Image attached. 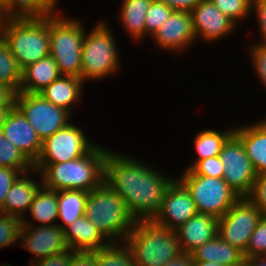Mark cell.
Returning a JSON list of instances; mask_svg holds the SVG:
<instances>
[{
    "label": "cell",
    "instance_id": "6da1fadb",
    "mask_svg": "<svg viewBox=\"0 0 266 266\" xmlns=\"http://www.w3.org/2000/svg\"><path fill=\"white\" fill-rule=\"evenodd\" d=\"M173 180L131 157L109 152L105 161L104 182L122 197L135 221L154 218Z\"/></svg>",
    "mask_w": 266,
    "mask_h": 266
},
{
    "label": "cell",
    "instance_id": "7a4b0ae2",
    "mask_svg": "<svg viewBox=\"0 0 266 266\" xmlns=\"http://www.w3.org/2000/svg\"><path fill=\"white\" fill-rule=\"evenodd\" d=\"M108 151L94 146L84 156L57 164H34L33 172L41 171V185L56 191L98 188L105 178V161Z\"/></svg>",
    "mask_w": 266,
    "mask_h": 266
},
{
    "label": "cell",
    "instance_id": "3957f363",
    "mask_svg": "<svg viewBox=\"0 0 266 266\" xmlns=\"http://www.w3.org/2000/svg\"><path fill=\"white\" fill-rule=\"evenodd\" d=\"M125 242L137 266H164L182 251L175 230L150 221H136Z\"/></svg>",
    "mask_w": 266,
    "mask_h": 266
},
{
    "label": "cell",
    "instance_id": "277c9868",
    "mask_svg": "<svg viewBox=\"0 0 266 266\" xmlns=\"http://www.w3.org/2000/svg\"><path fill=\"white\" fill-rule=\"evenodd\" d=\"M84 216L110 242L118 236L125 241L136 222L122 197L105 182L88 192Z\"/></svg>",
    "mask_w": 266,
    "mask_h": 266
},
{
    "label": "cell",
    "instance_id": "5b68a950",
    "mask_svg": "<svg viewBox=\"0 0 266 266\" xmlns=\"http://www.w3.org/2000/svg\"><path fill=\"white\" fill-rule=\"evenodd\" d=\"M21 70L50 54V17L11 18L3 33Z\"/></svg>",
    "mask_w": 266,
    "mask_h": 266
},
{
    "label": "cell",
    "instance_id": "8992f818",
    "mask_svg": "<svg viewBox=\"0 0 266 266\" xmlns=\"http://www.w3.org/2000/svg\"><path fill=\"white\" fill-rule=\"evenodd\" d=\"M83 25L75 19L50 16V56L62 75L81 78Z\"/></svg>",
    "mask_w": 266,
    "mask_h": 266
},
{
    "label": "cell",
    "instance_id": "52a82bcc",
    "mask_svg": "<svg viewBox=\"0 0 266 266\" xmlns=\"http://www.w3.org/2000/svg\"><path fill=\"white\" fill-rule=\"evenodd\" d=\"M179 181L190 192L199 213L218 219L240 198L223 178L195 175L186 170Z\"/></svg>",
    "mask_w": 266,
    "mask_h": 266
},
{
    "label": "cell",
    "instance_id": "ba28073f",
    "mask_svg": "<svg viewBox=\"0 0 266 266\" xmlns=\"http://www.w3.org/2000/svg\"><path fill=\"white\" fill-rule=\"evenodd\" d=\"M117 51L110 29L105 22H100L83 37L81 79L104 78L116 71L119 67Z\"/></svg>",
    "mask_w": 266,
    "mask_h": 266
},
{
    "label": "cell",
    "instance_id": "9c48e42d",
    "mask_svg": "<svg viewBox=\"0 0 266 266\" xmlns=\"http://www.w3.org/2000/svg\"><path fill=\"white\" fill-rule=\"evenodd\" d=\"M14 105L29 121L41 141L69 125L67 120L70 112L55 106L39 93L18 92Z\"/></svg>",
    "mask_w": 266,
    "mask_h": 266
},
{
    "label": "cell",
    "instance_id": "30bf717a",
    "mask_svg": "<svg viewBox=\"0 0 266 266\" xmlns=\"http://www.w3.org/2000/svg\"><path fill=\"white\" fill-rule=\"evenodd\" d=\"M262 218L261 211L248 197H240L218 219V236L244 254L251 234Z\"/></svg>",
    "mask_w": 266,
    "mask_h": 266
},
{
    "label": "cell",
    "instance_id": "8fae6325",
    "mask_svg": "<svg viewBox=\"0 0 266 266\" xmlns=\"http://www.w3.org/2000/svg\"><path fill=\"white\" fill-rule=\"evenodd\" d=\"M219 158L224 166L223 179L239 197H248L257 174L235 133L224 143Z\"/></svg>",
    "mask_w": 266,
    "mask_h": 266
},
{
    "label": "cell",
    "instance_id": "7c38bea8",
    "mask_svg": "<svg viewBox=\"0 0 266 266\" xmlns=\"http://www.w3.org/2000/svg\"><path fill=\"white\" fill-rule=\"evenodd\" d=\"M88 141L81 128L70 123L42 141L40 155L34 164H57L78 159L95 146Z\"/></svg>",
    "mask_w": 266,
    "mask_h": 266
},
{
    "label": "cell",
    "instance_id": "4fadbf2b",
    "mask_svg": "<svg viewBox=\"0 0 266 266\" xmlns=\"http://www.w3.org/2000/svg\"><path fill=\"white\" fill-rule=\"evenodd\" d=\"M197 213L190 192L177 179L167 187L160 208L151 221L160 227L176 230Z\"/></svg>",
    "mask_w": 266,
    "mask_h": 266
},
{
    "label": "cell",
    "instance_id": "5bb4252c",
    "mask_svg": "<svg viewBox=\"0 0 266 266\" xmlns=\"http://www.w3.org/2000/svg\"><path fill=\"white\" fill-rule=\"evenodd\" d=\"M22 223L20 244H24L22 247L34 253L38 258L37 261L70 250L66 243L64 230L59 224L41 225L34 229L26 222V219L25 221L22 219Z\"/></svg>",
    "mask_w": 266,
    "mask_h": 266
},
{
    "label": "cell",
    "instance_id": "9a60e30c",
    "mask_svg": "<svg viewBox=\"0 0 266 266\" xmlns=\"http://www.w3.org/2000/svg\"><path fill=\"white\" fill-rule=\"evenodd\" d=\"M4 137L34 164L38 159L42 141L23 113L13 105L2 127Z\"/></svg>",
    "mask_w": 266,
    "mask_h": 266
},
{
    "label": "cell",
    "instance_id": "2e32d148",
    "mask_svg": "<svg viewBox=\"0 0 266 266\" xmlns=\"http://www.w3.org/2000/svg\"><path fill=\"white\" fill-rule=\"evenodd\" d=\"M190 13L196 38L202 36L207 41L216 40L225 36L236 26L211 0H202Z\"/></svg>",
    "mask_w": 266,
    "mask_h": 266
},
{
    "label": "cell",
    "instance_id": "e0dca14e",
    "mask_svg": "<svg viewBox=\"0 0 266 266\" xmlns=\"http://www.w3.org/2000/svg\"><path fill=\"white\" fill-rule=\"evenodd\" d=\"M159 46L168 50L185 49L196 39L189 11L174 10L153 34Z\"/></svg>",
    "mask_w": 266,
    "mask_h": 266
},
{
    "label": "cell",
    "instance_id": "ac0fdd59",
    "mask_svg": "<svg viewBox=\"0 0 266 266\" xmlns=\"http://www.w3.org/2000/svg\"><path fill=\"white\" fill-rule=\"evenodd\" d=\"M218 218L197 213L175 231L182 253H191L218 235Z\"/></svg>",
    "mask_w": 266,
    "mask_h": 266
},
{
    "label": "cell",
    "instance_id": "d6986e66",
    "mask_svg": "<svg viewBox=\"0 0 266 266\" xmlns=\"http://www.w3.org/2000/svg\"><path fill=\"white\" fill-rule=\"evenodd\" d=\"M65 239L70 250L93 252L107 246L110 241L85 216L73 221L64 229Z\"/></svg>",
    "mask_w": 266,
    "mask_h": 266
},
{
    "label": "cell",
    "instance_id": "ffe728a7",
    "mask_svg": "<svg viewBox=\"0 0 266 266\" xmlns=\"http://www.w3.org/2000/svg\"><path fill=\"white\" fill-rule=\"evenodd\" d=\"M234 133L243 143L256 174H266V119L256 125L234 129Z\"/></svg>",
    "mask_w": 266,
    "mask_h": 266
},
{
    "label": "cell",
    "instance_id": "44dd1931",
    "mask_svg": "<svg viewBox=\"0 0 266 266\" xmlns=\"http://www.w3.org/2000/svg\"><path fill=\"white\" fill-rule=\"evenodd\" d=\"M61 76L62 74L56 62L49 55L28 65L22 70V81L19 92L39 93Z\"/></svg>",
    "mask_w": 266,
    "mask_h": 266
},
{
    "label": "cell",
    "instance_id": "7402d4cb",
    "mask_svg": "<svg viewBox=\"0 0 266 266\" xmlns=\"http://www.w3.org/2000/svg\"><path fill=\"white\" fill-rule=\"evenodd\" d=\"M190 254L193 261L216 262L224 266H242L244 262L243 253L225 242L218 235L196 248Z\"/></svg>",
    "mask_w": 266,
    "mask_h": 266
},
{
    "label": "cell",
    "instance_id": "603a6c76",
    "mask_svg": "<svg viewBox=\"0 0 266 266\" xmlns=\"http://www.w3.org/2000/svg\"><path fill=\"white\" fill-rule=\"evenodd\" d=\"M83 80L76 76L62 75L59 79L39 92L45 99L57 107L71 113V105L81 98Z\"/></svg>",
    "mask_w": 266,
    "mask_h": 266
},
{
    "label": "cell",
    "instance_id": "cb8c5ba5",
    "mask_svg": "<svg viewBox=\"0 0 266 266\" xmlns=\"http://www.w3.org/2000/svg\"><path fill=\"white\" fill-rule=\"evenodd\" d=\"M39 189V184L33 179L26 176L18 177L7 193L3 205V214L16 216L22 220L23 214L29 210Z\"/></svg>",
    "mask_w": 266,
    "mask_h": 266
},
{
    "label": "cell",
    "instance_id": "d4e9b609",
    "mask_svg": "<svg viewBox=\"0 0 266 266\" xmlns=\"http://www.w3.org/2000/svg\"><path fill=\"white\" fill-rule=\"evenodd\" d=\"M88 192L84 190H61L57 191L58 218L62 219L64 226L59 225L63 230L73 221L85 214V205Z\"/></svg>",
    "mask_w": 266,
    "mask_h": 266
},
{
    "label": "cell",
    "instance_id": "484cf974",
    "mask_svg": "<svg viewBox=\"0 0 266 266\" xmlns=\"http://www.w3.org/2000/svg\"><path fill=\"white\" fill-rule=\"evenodd\" d=\"M152 0H124L121 20L125 29L136 40L145 35V17Z\"/></svg>",
    "mask_w": 266,
    "mask_h": 266
},
{
    "label": "cell",
    "instance_id": "4316f807",
    "mask_svg": "<svg viewBox=\"0 0 266 266\" xmlns=\"http://www.w3.org/2000/svg\"><path fill=\"white\" fill-rule=\"evenodd\" d=\"M11 18H46L53 16L56 0H4Z\"/></svg>",
    "mask_w": 266,
    "mask_h": 266
},
{
    "label": "cell",
    "instance_id": "83f0119b",
    "mask_svg": "<svg viewBox=\"0 0 266 266\" xmlns=\"http://www.w3.org/2000/svg\"><path fill=\"white\" fill-rule=\"evenodd\" d=\"M234 133V130L217 132L215 130H202L196 135L195 148L198 159L187 170H191L199 161L209 157L219 156L224 143Z\"/></svg>",
    "mask_w": 266,
    "mask_h": 266
},
{
    "label": "cell",
    "instance_id": "f1b7e54d",
    "mask_svg": "<svg viewBox=\"0 0 266 266\" xmlns=\"http://www.w3.org/2000/svg\"><path fill=\"white\" fill-rule=\"evenodd\" d=\"M42 187L37 191L29 210L33 219L49 225L58 218L57 191Z\"/></svg>",
    "mask_w": 266,
    "mask_h": 266
},
{
    "label": "cell",
    "instance_id": "f546056e",
    "mask_svg": "<svg viewBox=\"0 0 266 266\" xmlns=\"http://www.w3.org/2000/svg\"><path fill=\"white\" fill-rule=\"evenodd\" d=\"M21 81L22 70L6 42L0 38V83L18 93Z\"/></svg>",
    "mask_w": 266,
    "mask_h": 266
},
{
    "label": "cell",
    "instance_id": "4dcf8cb0",
    "mask_svg": "<svg viewBox=\"0 0 266 266\" xmlns=\"http://www.w3.org/2000/svg\"><path fill=\"white\" fill-rule=\"evenodd\" d=\"M124 246L110 242L107 246L96 250V261L98 266H137L128 244ZM126 245V246H125Z\"/></svg>",
    "mask_w": 266,
    "mask_h": 266
},
{
    "label": "cell",
    "instance_id": "1f68e13d",
    "mask_svg": "<svg viewBox=\"0 0 266 266\" xmlns=\"http://www.w3.org/2000/svg\"><path fill=\"white\" fill-rule=\"evenodd\" d=\"M0 166L14 168L25 174L34 170V164L16 146L12 145L0 131ZM29 169V170H28Z\"/></svg>",
    "mask_w": 266,
    "mask_h": 266
},
{
    "label": "cell",
    "instance_id": "d6a6232c",
    "mask_svg": "<svg viewBox=\"0 0 266 266\" xmlns=\"http://www.w3.org/2000/svg\"><path fill=\"white\" fill-rule=\"evenodd\" d=\"M174 10L159 0H152L145 17V32L150 36L160 28Z\"/></svg>",
    "mask_w": 266,
    "mask_h": 266
},
{
    "label": "cell",
    "instance_id": "836d02e7",
    "mask_svg": "<svg viewBox=\"0 0 266 266\" xmlns=\"http://www.w3.org/2000/svg\"><path fill=\"white\" fill-rule=\"evenodd\" d=\"M22 220L16 216L0 213V248L20 239Z\"/></svg>",
    "mask_w": 266,
    "mask_h": 266
},
{
    "label": "cell",
    "instance_id": "e575fe53",
    "mask_svg": "<svg viewBox=\"0 0 266 266\" xmlns=\"http://www.w3.org/2000/svg\"><path fill=\"white\" fill-rule=\"evenodd\" d=\"M212 3L235 24L252 9V0H211Z\"/></svg>",
    "mask_w": 266,
    "mask_h": 266
},
{
    "label": "cell",
    "instance_id": "d590c367",
    "mask_svg": "<svg viewBox=\"0 0 266 266\" xmlns=\"http://www.w3.org/2000/svg\"><path fill=\"white\" fill-rule=\"evenodd\" d=\"M244 259L266 256V218L263 217L251 234Z\"/></svg>",
    "mask_w": 266,
    "mask_h": 266
},
{
    "label": "cell",
    "instance_id": "8d00e7d4",
    "mask_svg": "<svg viewBox=\"0 0 266 266\" xmlns=\"http://www.w3.org/2000/svg\"><path fill=\"white\" fill-rule=\"evenodd\" d=\"M190 171L195 175L223 178L224 166L219 156H214L199 161Z\"/></svg>",
    "mask_w": 266,
    "mask_h": 266
},
{
    "label": "cell",
    "instance_id": "74e56055",
    "mask_svg": "<svg viewBox=\"0 0 266 266\" xmlns=\"http://www.w3.org/2000/svg\"><path fill=\"white\" fill-rule=\"evenodd\" d=\"M248 198L266 218V174L257 175Z\"/></svg>",
    "mask_w": 266,
    "mask_h": 266
},
{
    "label": "cell",
    "instance_id": "f35d334b",
    "mask_svg": "<svg viewBox=\"0 0 266 266\" xmlns=\"http://www.w3.org/2000/svg\"><path fill=\"white\" fill-rule=\"evenodd\" d=\"M20 171L14 168L0 166V213H3V205L13 183L18 178Z\"/></svg>",
    "mask_w": 266,
    "mask_h": 266
},
{
    "label": "cell",
    "instance_id": "ab89813d",
    "mask_svg": "<svg viewBox=\"0 0 266 266\" xmlns=\"http://www.w3.org/2000/svg\"><path fill=\"white\" fill-rule=\"evenodd\" d=\"M250 50L256 73L266 87V44H257Z\"/></svg>",
    "mask_w": 266,
    "mask_h": 266
},
{
    "label": "cell",
    "instance_id": "60d3db41",
    "mask_svg": "<svg viewBox=\"0 0 266 266\" xmlns=\"http://www.w3.org/2000/svg\"><path fill=\"white\" fill-rule=\"evenodd\" d=\"M74 252H75L74 250H68L57 254H53L42 260L35 261L36 263L33 261V263L30 265L31 266H70L71 257Z\"/></svg>",
    "mask_w": 266,
    "mask_h": 266
},
{
    "label": "cell",
    "instance_id": "b9f144b4",
    "mask_svg": "<svg viewBox=\"0 0 266 266\" xmlns=\"http://www.w3.org/2000/svg\"><path fill=\"white\" fill-rule=\"evenodd\" d=\"M70 266H98L96 251H75L71 257Z\"/></svg>",
    "mask_w": 266,
    "mask_h": 266
},
{
    "label": "cell",
    "instance_id": "7bdbcfd3",
    "mask_svg": "<svg viewBox=\"0 0 266 266\" xmlns=\"http://www.w3.org/2000/svg\"><path fill=\"white\" fill-rule=\"evenodd\" d=\"M252 7L256 11L258 22L260 25V32L262 34L261 44H266V0H252Z\"/></svg>",
    "mask_w": 266,
    "mask_h": 266
},
{
    "label": "cell",
    "instance_id": "ee69618b",
    "mask_svg": "<svg viewBox=\"0 0 266 266\" xmlns=\"http://www.w3.org/2000/svg\"><path fill=\"white\" fill-rule=\"evenodd\" d=\"M173 10L191 12L202 0H159Z\"/></svg>",
    "mask_w": 266,
    "mask_h": 266
},
{
    "label": "cell",
    "instance_id": "f6af8a7d",
    "mask_svg": "<svg viewBox=\"0 0 266 266\" xmlns=\"http://www.w3.org/2000/svg\"><path fill=\"white\" fill-rule=\"evenodd\" d=\"M15 92L0 83V110L10 109L14 105Z\"/></svg>",
    "mask_w": 266,
    "mask_h": 266
},
{
    "label": "cell",
    "instance_id": "bcb514c9",
    "mask_svg": "<svg viewBox=\"0 0 266 266\" xmlns=\"http://www.w3.org/2000/svg\"><path fill=\"white\" fill-rule=\"evenodd\" d=\"M194 261L190 253H181L175 259L168 261L164 266H193Z\"/></svg>",
    "mask_w": 266,
    "mask_h": 266
},
{
    "label": "cell",
    "instance_id": "7dc6e473",
    "mask_svg": "<svg viewBox=\"0 0 266 266\" xmlns=\"http://www.w3.org/2000/svg\"><path fill=\"white\" fill-rule=\"evenodd\" d=\"M11 20L9 16L5 4L2 0H0V38H2L3 33L7 27V24Z\"/></svg>",
    "mask_w": 266,
    "mask_h": 266
},
{
    "label": "cell",
    "instance_id": "c3c4849f",
    "mask_svg": "<svg viewBox=\"0 0 266 266\" xmlns=\"http://www.w3.org/2000/svg\"><path fill=\"white\" fill-rule=\"evenodd\" d=\"M242 266H266V256L244 259Z\"/></svg>",
    "mask_w": 266,
    "mask_h": 266
},
{
    "label": "cell",
    "instance_id": "681fc988",
    "mask_svg": "<svg viewBox=\"0 0 266 266\" xmlns=\"http://www.w3.org/2000/svg\"><path fill=\"white\" fill-rule=\"evenodd\" d=\"M9 109H2L0 110V131H2V127L4 125V121Z\"/></svg>",
    "mask_w": 266,
    "mask_h": 266
},
{
    "label": "cell",
    "instance_id": "f907efd6",
    "mask_svg": "<svg viewBox=\"0 0 266 266\" xmlns=\"http://www.w3.org/2000/svg\"><path fill=\"white\" fill-rule=\"evenodd\" d=\"M193 266H224L218 263H212V262H200V261H194Z\"/></svg>",
    "mask_w": 266,
    "mask_h": 266
}]
</instances>
